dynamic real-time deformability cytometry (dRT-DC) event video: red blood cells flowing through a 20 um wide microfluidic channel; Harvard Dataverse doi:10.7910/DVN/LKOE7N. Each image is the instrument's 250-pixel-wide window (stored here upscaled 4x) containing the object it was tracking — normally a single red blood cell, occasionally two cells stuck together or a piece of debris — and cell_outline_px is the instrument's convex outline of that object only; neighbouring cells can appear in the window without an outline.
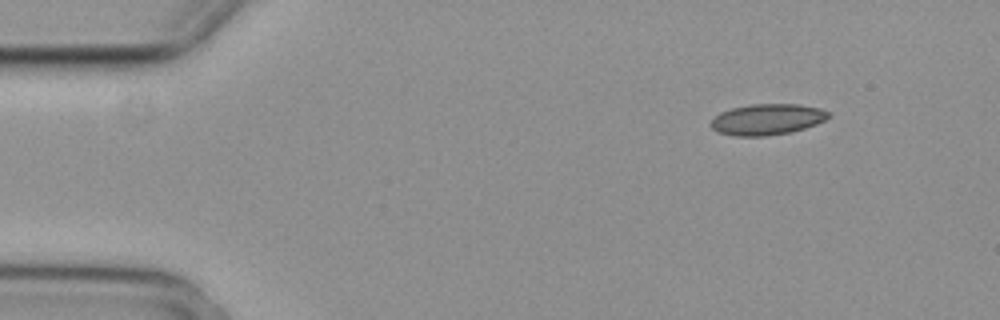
{"species": "common noctule bat (a hibernating species)", "species_latin": "Nyctalus noctula", "temperature_condition": "cold", "stored_images_in_passage": 7, "camera_frame_rate_fps": 3000, "um_per_image_px": 0.085, "animal": {"sex": "female", "body_mass_g": 29.2, "forearm_length_mm": 56.3}, "frame": {"image": 1, "passage_image": 1, "time_ms": 0.0, "image_size_px": [1000, 320], "cell_outline_px": [[832, 116], [816, 124], [792, 132], [764, 136], [732, 136], [716, 132], [712, 128], [712, 120], [720, 112], [732, 108], [752, 104], [800, 104], [820, 108], [832, 112]], "centroid_in_image_um": [65.24, 10.15], "position_along_channel_um": 19.8, "area_um2": 21.39}}
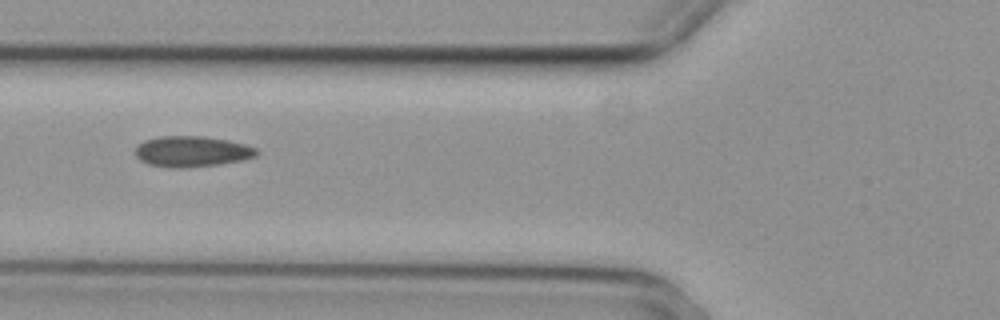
{"frame": {"image": 2, "passage_image": 5, "time_ms": 1.333, "image_size_px": [1000, 320], "cell_outline_px": [[260, 152], [256, 156], [244, 160], [220, 164], [184, 168], [176, 168], [148, 164], [140, 160], [136, 156], [136, 148], [144, 140], [160, 136], [204, 136], [228, 140], [244, 144], [256, 148]], "centroid_in_image_um": [16.34, 12.87], "position_along_channel_um": 109.5, "area_um2": 21.79}}
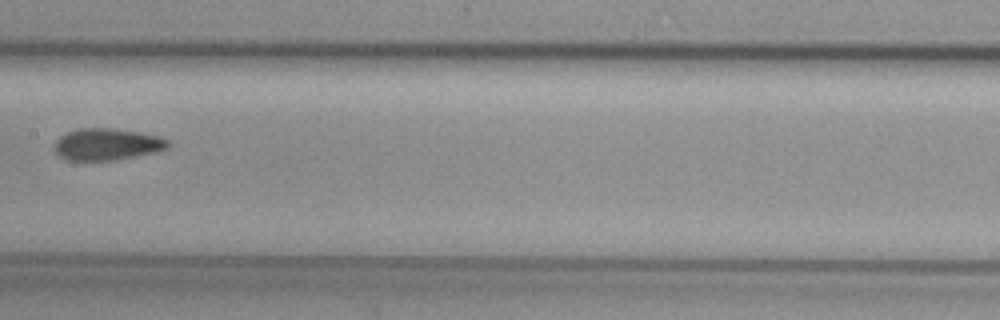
{"frame": {"image": 3, "passage_image": 7, "time_ms": 2.0, "image_size_px": [1000, 320], "cell_outline_px": [[172, 144], [168, 148], [156, 152], [116, 160], [68, 160], [56, 156], [52, 152], [52, 148], [56, 140], [60, 136], [68, 132], [80, 128], [112, 128], [140, 132], [160, 136], [168, 140]], "centroid_in_image_um": [9.07, 12.27], "position_along_channel_um": 198.3, "area_um2": 21.44}}